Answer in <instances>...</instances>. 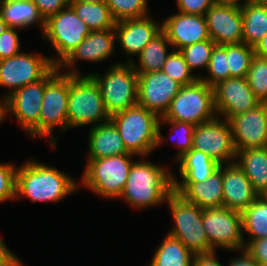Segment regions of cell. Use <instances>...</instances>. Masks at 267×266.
Segmentation results:
<instances>
[{
	"instance_id": "cell-1",
	"label": "cell",
	"mask_w": 267,
	"mask_h": 266,
	"mask_svg": "<svg viewBox=\"0 0 267 266\" xmlns=\"http://www.w3.org/2000/svg\"><path fill=\"white\" fill-rule=\"evenodd\" d=\"M77 182L66 173L35 160L17 167L16 198L58 202L78 188Z\"/></svg>"
},
{
	"instance_id": "cell-2",
	"label": "cell",
	"mask_w": 267,
	"mask_h": 266,
	"mask_svg": "<svg viewBox=\"0 0 267 266\" xmlns=\"http://www.w3.org/2000/svg\"><path fill=\"white\" fill-rule=\"evenodd\" d=\"M174 191L173 175L149 161L134 162L120 197L135 208L159 205Z\"/></svg>"
},
{
	"instance_id": "cell-3",
	"label": "cell",
	"mask_w": 267,
	"mask_h": 266,
	"mask_svg": "<svg viewBox=\"0 0 267 266\" xmlns=\"http://www.w3.org/2000/svg\"><path fill=\"white\" fill-rule=\"evenodd\" d=\"M116 126L127 151L131 154L147 156L160 147L163 136L160 117L138 104L110 117Z\"/></svg>"
},
{
	"instance_id": "cell-4",
	"label": "cell",
	"mask_w": 267,
	"mask_h": 266,
	"mask_svg": "<svg viewBox=\"0 0 267 266\" xmlns=\"http://www.w3.org/2000/svg\"><path fill=\"white\" fill-rule=\"evenodd\" d=\"M64 73L68 74V127L109 121L110 116L96 81L90 75L80 76L74 68Z\"/></svg>"
},
{
	"instance_id": "cell-5",
	"label": "cell",
	"mask_w": 267,
	"mask_h": 266,
	"mask_svg": "<svg viewBox=\"0 0 267 266\" xmlns=\"http://www.w3.org/2000/svg\"><path fill=\"white\" fill-rule=\"evenodd\" d=\"M133 154L88 159L82 183L100 197L120 198L134 161Z\"/></svg>"
},
{
	"instance_id": "cell-6",
	"label": "cell",
	"mask_w": 267,
	"mask_h": 266,
	"mask_svg": "<svg viewBox=\"0 0 267 266\" xmlns=\"http://www.w3.org/2000/svg\"><path fill=\"white\" fill-rule=\"evenodd\" d=\"M88 75L96 81L110 117L137 104L138 74L132 63H114L104 76Z\"/></svg>"
},
{
	"instance_id": "cell-7",
	"label": "cell",
	"mask_w": 267,
	"mask_h": 266,
	"mask_svg": "<svg viewBox=\"0 0 267 266\" xmlns=\"http://www.w3.org/2000/svg\"><path fill=\"white\" fill-rule=\"evenodd\" d=\"M215 112L213 87L198 79L193 84L181 86L163 117L196 126L215 119L218 116Z\"/></svg>"
},
{
	"instance_id": "cell-8",
	"label": "cell",
	"mask_w": 267,
	"mask_h": 266,
	"mask_svg": "<svg viewBox=\"0 0 267 266\" xmlns=\"http://www.w3.org/2000/svg\"><path fill=\"white\" fill-rule=\"evenodd\" d=\"M175 227L168 233L178 238L194 255L213 251L203 228V209L186 201L175 190L167 200Z\"/></svg>"
},
{
	"instance_id": "cell-9",
	"label": "cell",
	"mask_w": 267,
	"mask_h": 266,
	"mask_svg": "<svg viewBox=\"0 0 267 266\" xmlns=\"http://www.w3.org/2000/svg\"><path fill=\"white\" fill-rule=\"evenodd\" d=\"M58 71H60L58 66H55L43 79L23 86L13 94H10L2 102L3 119L9 112L14 114L28 134L33 137H38L39 116L45 92V84Z\"/></svg>"
},
{
	"instance_id": "cell-10",
	"label": "cell",
	"mask_w": 267,
	"mask_h": 266,
	"mask_svg": "<svg viewBox=\"0 0 267 266\" xmlns=\"http://www.w3.org/2000/svg\"><path fill=\"white\" fill-rule=\"evenodd\" d=\"M86 23L76 15L73 8L68 5L56 15L45 21L43 33L44 39L51 42L54 50L58 53V59L50 58L55 66H59L70 53L89 34Z\"/></svg>"
},
{
	"instance_id": "cell-11",
	"label": "cell",
	"mask_w": 267,
	"mask_h": 266,
	"mask_svg": "<svg viewBox=\"0 0 267 266\" xmlns=\"http://www.w3.org/2000/svg\"><path fill=\"white\" fill-rule=\"evenodd\" d=\"M203 228L213 250H243L245 240L242 232L241 213L227 207L203 209Z\"/></svg>"
},
{
	"instance_id": "cell-12",
	"label": "cell",
	"mask_w": 267,
	"mask_h": 266,
	"mask_svg": "<svg viewBox=\"0 0 267 266\" xmlns=\"http://www.w3.org/2000/svg\"><path fill=\"white\" fill-rule=\"evenodd\" d=\"M58 71L46 84L39 116V136L50 137V145L56 146L53 128H68V74Z\"/></svg>"
},
{
	"instance_id": "cell-13",
	"label": "cell",
	"mask_w": 267,
	"mask_h": 266,
	"mask_svg": "<svg viewBox=\"0 0 267 266\" xmlns=\"http://www.w3.org/2000/svg\"><path fill=\"white\" fill-rule=\"evenodd\" d=\"M50 58L20 52L0 60V86L12 89L3 99L23 86L43 79L55 67Z\"/></svg>"
},
{
	"instance_id": "cell-14",
	"label": "cell",
	"mask_w": 267,
	"mask_h": 266,
	"mask_svg": "<svg viewBox=\"0 0 267 266\" xmlns=\"http://www.w3.org/2000/svg\"><path fill=\"white\" fill-rule=\"evenodd\" d=\"M219 117L195 126L193 133V149L200 150L210 156L219 165L235 162L236 150L229 121Z\"/></svg>"
},
{
	"instance_id": "cell-15",
	"label": "cell",
	"mask_w": 267,
	"mask_h": 266,
	"mask_svg": "<svg viewBox=\"0 0 267 266\" xmlns=\"http://www.w3.org/2000/svg\"><path fill=\"white\" fill-rule=\"evenodd\" d=\"M137 74V104L156 113L159 117L164 116L182 85L162 70Z\"/></svg>"
},
{
	"instance_id": "cell-16",
	"label": "cell",
	"mask_w": 267,
	"mask_h": 266,
	"mask_svg": "<svg viewBox=\"0 0 267 266\" xmlns=\"http://www.w3.org/2000/svg\"><path fill=\"white\" fill-rule=\"evenodd\" d=\"M228 121L236 152L267 147V103H260Z\"/></svg>"
},
{
	"instance_id": "cell-17",
	"label": "cell",
	"mask_w": 267,
	"mask_h": 266,
	"mask_svg": "<svg viewBox=\"0 0 267 266\" xmlns=\"http://www.w3.org/2000/svg\"><path fill=\"white\" fill-rule=\"evenodd\" d=\"M216 115L226 120L249 111L261 102L250 88L246 77H231L213 86Z\"/></svg>"
},
{
	"instance_id": "cell-18",
	"label": "cell",
	"mask_w": 267,
	"mask_h": 266,
	"mask_svg": "<svg viewBox=\"0 0 267 266\" xmlns=\"http://www.w3.org/2000/svg\"><path fill=\"white\" fill-rule=\"evenodd\" d=\"M210 38L220 45L243 42L241 3L216 2L205 14Z\"/></svg>"
},
{
	"instance_id": "cell-19",
	"label": "cell",
	"mask_w": 267,
	"mask_h": 266,
	"mask_svg": "<svg viewBox=\"0 0 267 266\" xmlns=\"http://www.w3.org/2000/svg\"><path fill=\"white\" fill-rule=\"evenodd\" d=\"M162 31L174 50L211 39L205 16L198 14L171 15L162 22Z\"/></svg>"
},
{
	"instance_id": "cell-20",
	"label": "cell",
	"mask_w": 267,
	"mask_h": 266,
	"mask_svg": "<svg viewBox=\"0 0 267 266\" xmlns=\"http://www.w3.org/2000/svg\"><path fill=\"white\" fill-rule=\"evenodd\" d=\"M223 166L202 182H179L173 175L174 190L202 209L223 207Z\"/></svg>"
},
{
	"instance_id": "cell-21",
	"label": "cell",
	"mask_w": 267,
	"mask_h": 266,
	"mask_svg": "<svg viewBox=\"0 0 267 266\" xmlns=\"http://www.w3.org/2000/svg\"><path fill=\"white\" fill-rule=\"evenodd\" d=\"M259 196L236 161L225 164L223 167V207L242 213Z\"/></svg>"
},
{
	"instance_id": "cell-22",
	"label": "cell",
	"mask_w": 267,
	"mask_h": 266,
	"mask_svg": "<svg viewBox=\"0 0 267 266\" xmlns=\"http://www.w3.org/2000/svg\"><path fill=\"white\" fill-rule=\"evenodd\" d=\"M116 39L127 55H139L144 47L162 31V25L149 16L115 23Z\"/></svg>"
},
{
	"instance_id": "cell-23",
	"label": "cell",
	"mask_w": 267,
	"mask_h": 266,
	"mask_svg": "<svg viewBox=\"0 0 267 266\" xmlns=\"http://www.w3.org/2000/svg\"><path fill=\"white\" fill-rule=\"evenodd\" d=\"M114 40H116L114 29L90 31L58 68L60 70L64 67L73 68L74 61L78 59L89 62H101L108 59L115 51Z\"/></svg>"
},
{
	"instance_id": "cell-24",
	"label": "cell",
	"mask_w": 267,
	"mask_h": 266,
	"mask_svg": "<svg viewBox=\"0 0 267 266\" xmlns=\"http://www.w3.org/2000/svg\"><path fill=\"white\" fill-rule=\"evenodd\" d=\"M88 136L89 157L87 159L131 154L127 151L118 129L111 120L93 126Z\"/></svg>"
},
{
	"instance_id": "cell-25",
	"label": "cell",
	"mask_w": 267,
	"mask_h": 266,
	"mask_svg": "<svg viewBox=\"0 0 267 266\" xmlns=\"http://www.w3.org/2000/svg\"><path fill=\"white\" fill-rule=\"evenodd\" d=\"M236 163L260 195L267 192V147L237 151Z\"/></svg>"
},
{
	"instance_id": "cell-26",
	"label": "cell",
	"mask_w": 267,
	"mask_h": 266,
	"mask_svg": "<svg viewBox=\"0 0 267 266\" xmlns=\"http://www.w3.org/2000/svg\"><path fill=\"white\" fill-rule=\"evenodd\" d=\"M0 17L8 27L26 28L39 22L45 28V20L32 0H0Z\"/></svg>"
},
{
	"instance_id": "cell-27",
	"label": "cell",
	"mask_w": 267,
	"mask_h": 266,
	"mask_svg": "<svg viewBox=\"0 0 267 266\" xmlns=\"http://www.w3.org/2000/svg\"><path fill=\"white\" fill-rule=\"evenodd\" d=\"M175 162L180 163L182 182H202L220 166L210 156L193 148Z\"/></svg>"
},
{
	"instance_id": "cell-28",
	"label": "cell",
	"mask_w": 267,
	"mask_h": 266,
	"mask_svg": "<svg viewBox=\"0 0 267 266\" xmlns=\"http://www.w3.org/2000/svg\"><path fill=\"white\" fill-rule=\"evenodd\" d=\"M241 4L243 43L254 47L267 34V4Z\"/></svg>"
},
{
	"instance_id": "cell-29",
	"label": "cell",
	"mask_w": 267,
	"mask_h": 266,
	"mask_svg": "<svg viewBox=\"0 0 267 266\" xmlns=\"http://www.w3.org/2000/svg\"><path fill=\"white\" fill-rule=\"evenodd\" d=\"M167 45L171 46L166 34L161 31L156 35L140 52L139 67L129 59L128 63L132 66L136 73H149L160 71L170 53H168Z\"/></svg>"
},
{
	"instance_id": "cell-30",
	"label": "cell",
	"mask_w": 267,
	"mask_h": 266,
	"mask_svg": "<svg viewBox=\"0 0 267 266\" xmlns=\"http://www.w3.org/2000/svg\"><path fill=\"white\" fill-rule=\"evenodd\" d=\"M194 254L174 236L167 234L149 266H192Z\"/></svg>"
},
{
	"instance_id": "cell-31",
	"label": "cell",
	"mask_w": 267,
	"mask_h": 266,
	"mask_svg": "<svg viewBox=\"0 0 267 266\" xmlns=\"http://www.w3.org/2000/svg\"><path fill=\"white\" fill-rule=\"evenodd\" d=\"M69 5L76 15L86 23L90 31L114 29L116 22L112 18L106 2L90 3L70 0Z\"/></svg>"
},
{
	"instance_id": "cell-32",
	"label": "cell",
	"mask_w": 267,
	"mask_h": 266,
	"mask_svg": "<svg viewBox=\"0 0 267 266\" xmlns=\"http://www.w3.org/2000/svg\"><path fill=\"white\" fill-rule=\"evenodd\" d=\"M242 232L246 231L253 241L267 237V199L262 195L242 213Z\"/></svg>"
},
{
	"instance_id": "cell-33",
	"label": "cell",
	"mask_w": 267,
	"mask_h": 266,
	"mask_svg": "<svg viewBox=\"0 0 267 266\" xmlns=\"http://www.w3.org/2000/svg\"><path fill=\"white\" fill-rule=\"evenodd\" d=\"M254 56V47L243 42L227 44V60L231 77H246Z\"/></svg>"
},
{
	"instance_id": "cell-34",
	"label": "cell",
	"mask_w": 267,
	"mask_h": 266,
	"mask_svg": "<svg viewBox=\"0 0 267 266\" xmlns=\"http://www.w3.org/2000/svg\"><path fill=\"white\" fill-rule=\"evenodd\" d=\"M207 71H208L207 73H209L208 74L209 77L203 78L201 76L199 79L211 87H213L220 81L231 78V73L228 67V60H227V44L215 45L211 55V59L209 61Z\"/></svg>"
},
{
	"instance_id": "cell-35",
	"label": "cell",
	"mask_w": 267,
	"mask_h": 266,
	"mask_svg": "<svg viewBox=\"0 0 267 266\" xmlns=\"http://www.w3.org/2000/svg\"><path fill=\"white\" fill-rule=\"evenodd\" d=\"M107 6L115 22L147 17V0H107Z\"/></svg>"
},
{
	"instance_id": "cell-36",
	"label": "cell",
	"mask_w": 267,
	"mask_h": 266,
	"mask_svg": "<svg viewBox=\"0 0 267 266\" xmlns=\"http://www.w3.org/2000/svg\"><path fill=\"white\" fill-rule=\"evenodd\" d=\"M246 78L256 98L267 103V59L255 55Z\"/></svg>"
},
{
	"instance_id": "cell-37",
	"label": "cell",
	"mask_w": 267,
	"mask_h": 266,
	"mask_svg": "<svg viewBox=\"0 0 267 266\" xmlns=\"http://www.w3.org/2000/svg\"><path fill=\"white\" fill-rule=\"evenodd\" d=\"M161 70L182 86L193 84L200 78V75L196 76L191 74L192 71L179 50L173 49L170 52Z\"/></svg>"
},
{
	"instance_id": "cell-38",
	"label": "cell",
	"mask_w": 267,
	"mask_h": 266,
	"mask_svg": "<svg viewBox=\"0 0 267 266\" xmlns=\"http://www.w3.org/2000/svg\"><path fill=\"white\" fill-rule=\"evenodd\" d=\"M215 45L216 43L209 39L186 46L179 51L191 71L199 67L207 69Z\"/></svg>"
},
{
	"instance_id": "cell-39",
	"label": "cell",
	"mask_w": 267,
	"mask_h": 266,
	"mask_svg": "<svg viewBox=\"0 0 267 266\" xmlns=\"http://www.w3.org/2000/svg\"><path fill=\"white\" fill-rule=\"evenodd\" d=\"M165 121V122H164ZM160 123H168L172 127L171 133L179 131L181 138L179 139V152H177L176 161L181 158L186 152H189L193 147V133L195 125L188 122H180L176 120H166L163 116L160 117ZM176 130V131H175ZM177 133V132H176ZM175 133V135H176ZM178 142V141H177Z\"/></svg>"
},
{
	"instance_id": "cell-40",
	"label": "cell",
	"mask_w": 267,
	"mask_h": 266,
	"mask_svg": "<svg viewBox=\"0 0 267 266\" xmlns=\"http://www.w3.org/2000/svg\"><path fill=\"white\" fill-rule=\"evenodd\" d=\"M16 173L13 164H0V202L16 199Z\"/></svg>"
},
{
	"instance_id": "cell-41",
	"label": "cell",
	"mask_w": 267,
	"mask_h": 266,
	"mask_svg": "<svg viewBox=\"0 0 267 266\" xmlns=\"http://www.w3.org/2000/svg\"><path fill=\"white\" fill-rule=\"evenodd\" d=\"M15 29L8 27L0 35V60L8 59L20 53V41Z\"/></svg>"
},
{
	"instance_id": "cell-42",
	"label": "cell",
	"mask_w": 267,
	"mask_h": 266,
	"mask_svg": "<svg viewBox=\"0 0 267 266\" xmlns=\"http://www.w3.org/2000/svg\"><path fill=\"white\" fill-rule=\"evenodd\" d=\"M176 2L179 12L203 16L216 3L215 0H177Z\"/></svg>"
},
{
	"instance_id": "cell-43",
	"label": "cell",
	"mask_w": 267,
	"mask_h": 266,
	"mask_svg": "<svg viewBox=\"0 0 267 266\" xmlns=\"http://www.w3.org/2000/svg\"><path fill=\"white\" fill-rule=\"evenodd\" d=\"M46 21L69 5L70 0H32Z\"/></svg>"
},
{
	"instance_id": "cell-44",
	"label": "cell",
	"mask_w": 267,
	"mask_h": 266,
	"mask_svg": "<svg viewBox=\"0 0 267 266\" xmlns=\"http://www.w3.org/2000/svg\"><path fill=\"white\" fill-rule=\"evenodd\" d=\"M261 266H267V237L245 243L244 248Z\"/></svg>"
},
{
	"instance_id": "cell-45",
	"label": "cell",
	"mask_w": 267,
	"mask_h": 266,
	"mask_svg": "<svg viewBox=\"0 0 267 266\" xmlns=\"http://www.w3.org/2000/svg\"><path fill=\"white\" fill-rule=\"evenodd\" d=\"M0 266H23L17 256L11 252L0 238Z\"/></svg>"
},
{
	"instance_id": "cell-46",
	"label": "cell",
	"mask_w": 267,
	"mask_h": 266,
	"mask_svg": "<svg viewBox=\"0 0 267 266\" xmlns=\"http://www.w3.org/2000/svg\"><path fill=\"white\" fill-rule=\"evenodd\" d=\"M215 250L193 256L192 266H222L215 258Z\"/></svg>"
},
{
	"instance_id": "cell-47",
	"label": "cell",
	"mask_w": 267,
	"mask_h": 266,
	"mask_svg": "<svg viewBox=\"0 0 267 266\" xmlns=\"http://www.w3.org/2000/svg\"><path fill=\"white\" fill-rule=\"evenodd\" d=\"M241 254L242 257L230 261L229 266H261L245 249Z\"/></svg>"
},
{
	"instance_id": "cell-48",
	"label": "cell",
	"mask_w": 267,
	"mask_h": 266,
	"mask_svg": "<svg viewBox=\"0 0 267 266\" xmlns=\"http://www.w3.org/2000/svg\"><path fill=\"white\" fill-rule=\"evenodd\" d=\"M254 53L260 58L267 59V34L254 46Z\"/></svg>"
},
{
	"instance_id": "cell-49",
	"label": "cell",
	"mask_w": 267,
	"mask_h": 266,
	"mask_svg": "<svg viewBox=\"0 0 267 266\" xmlns=\"http://www.w3.org/2000/svg\"><path fill=\"white\" fill-rule=\"evenodd\" d=\"M8 28V25L5 21L0 17V35Z\"/></svg>"
},
{
	"instance_id": "cell-50",
	"label": "cell",
	"mask_w": 267,
	"mask_h": 266,
	"mask_svg": "<svg viewBox=\"0 0 267 266\" xmlns=\"http://www.w3.org/2000/svg\"><path fill=\"white\" fill-rule=\"evenodd\" d=\"M243 2H248L252 4H267V0H244Z\"/></svg>"
},
{
	"instance_id": "cell-51",
	"label": "cell",
	"mask_w": 267,
	"mask_h": 266,
	"mask_svg": "<svg viewBox=\"0 0 267 266\" xmlns=\"http://www.w3.org/2000/svg\"><path fill=\"white\" fill-rule=\"evenodd\" d=\"M79 1L96 3V2H106L107 0H79Z\"/></svg>"
},
{
	"instance_id": "cell-52",
	"label": "cell",
	"mask_w": 267,
	"mask_h": 266,
	"mask_svg": "<svg viewBox=\"0 0 267 266\" xmlns=\"http://www.w3.org/2000/svg\"><path fill=\"white\" fill-rule=\"evenodd\" d=\"M216 2H232V3H240L239 0H215Z\"/></svg>"
},
{
	"instance_id": "cell-53",
	"label": "cell",
	"mask_w": 267,
	"mask_h": 266,
	"mask_svg": "<svg viewBox=\"0 0 267 266\" xmlns=\"http://www.w3.org/2000/svg\"><path fill=\"white\" fill-rule=\"evenodd\" d=\"M3 121L2 102H0V122Z\"/></svg>"
},
{
	"instance_id": "cell-54",
	"label": "cell",
	"mask_w": 267,
	"mask_h": 266,
	"mask_svg": "<svg viewBox=\"0 0 267 266\" xmlns=\"http://www.w3.org/2000/svg\"><path fill=\"white\" fill-rule=\"evenodd\" d=\"M263 196L267 199V192Z\"/></svg>"
}]
</instances>
